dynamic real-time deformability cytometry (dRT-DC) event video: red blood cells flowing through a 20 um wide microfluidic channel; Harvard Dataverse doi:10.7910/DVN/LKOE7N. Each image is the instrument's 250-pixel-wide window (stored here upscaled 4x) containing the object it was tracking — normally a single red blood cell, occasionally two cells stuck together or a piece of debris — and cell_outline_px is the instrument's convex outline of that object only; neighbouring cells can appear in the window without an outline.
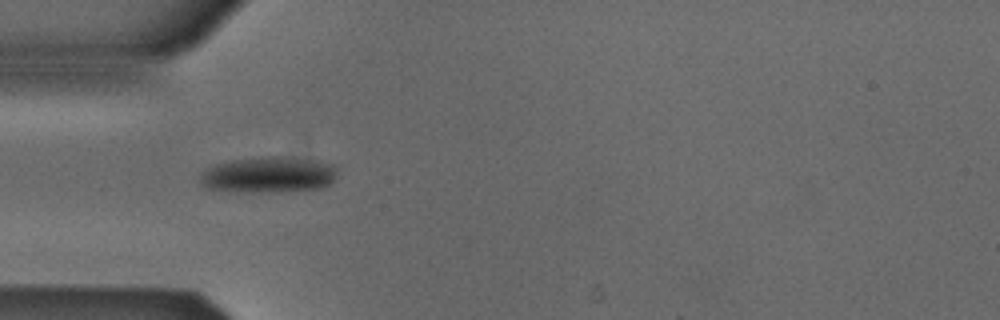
{"species": "Egyptian fruit bat (a non-hibernating species)", "species_latin": "Rousettus aegyptiacus", "temperature_condition": "cold", "stored_images_in_passage": 6, "camera_frame_rate_fps": 3000, "um_per_image_px": 0.085, "animal": {"sex": "male"}, "frame": {"image": 1, "passage_image": 5, "time_ms": 1.333, "image_size_px": [1000, 320], "cell_outline_px": [[336, 176], [332, 184], [320, 188], [280, 192], [232, 192], [204, 188], [200, 180], [200, 176], [208, 168], [216, 164], [232, 160], [272, 156], [280, 156], [332, 164], [336, 168]], "centroid_in_image_um": [22.81, 14.88], "position_along_channel_um": 62.2, "area_um2": 28.73}}
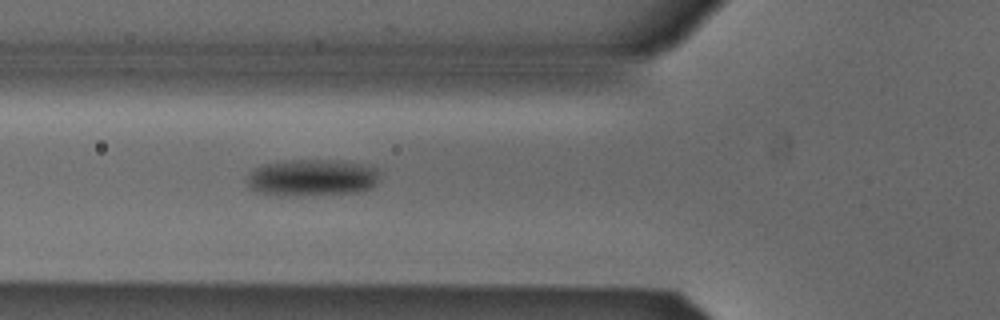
{"frame": {"image": 2, "passage_image": 6, "time_ms": 1.667, "image_size_px": [1000, 320], "cell_outline_px": [[380, 168], [376, 184], [372, 188], [364, 192], [304, 196], [280, 196], [256, 192], [248, 184], [248, 176], [256, 168], [264, 164], [292, 160], [336, 160], [360, 164]], "centroid_in_image_um": [26.58, 15.13], "position_along_channel_um": 99.2, "area_um2": 28.78}}